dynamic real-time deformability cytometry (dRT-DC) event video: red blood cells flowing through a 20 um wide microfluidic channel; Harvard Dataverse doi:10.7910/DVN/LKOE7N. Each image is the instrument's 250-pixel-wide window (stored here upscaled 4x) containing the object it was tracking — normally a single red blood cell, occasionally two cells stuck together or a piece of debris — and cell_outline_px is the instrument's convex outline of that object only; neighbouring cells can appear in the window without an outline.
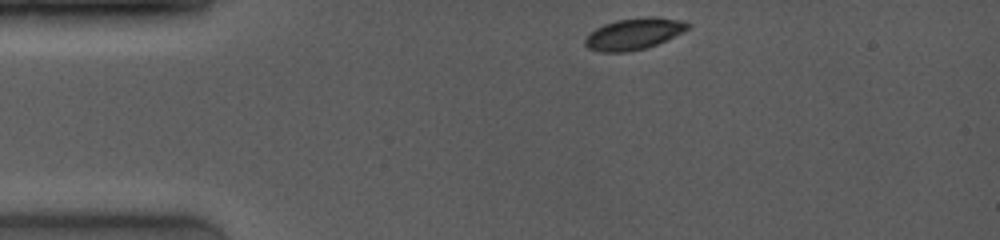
{"species": "common noctule bat (a hibernating species)", "species_latin": "Nyctalus noctula", "temperature_condition": "room temperature", "stored_images_in_passage": 67, "camera_frame_rate_fps": 4000, "um_per_image_px": 0.085, "animal": {"sex": "female", "body_mass_g": 19.0, "forearm_length_mm": 53.3}, "frame": {"image": 1, "passage_image": 1, "time_ms": 0.0, "image_size_px": [1000, 240], "cell_outline_px": [[692, 24], [688, 28], [648, 48], [628, 52], [600, 52], [588, 48], [584, 44], [584, 40], [596, 28], [604, 24], [616, 20], [644, 16], [656, 16], [684, 20]], "centroid_in_image_um": [53.88, 2.86], "position_along_channel_um": 31.1, "area_um2": 18.84}}
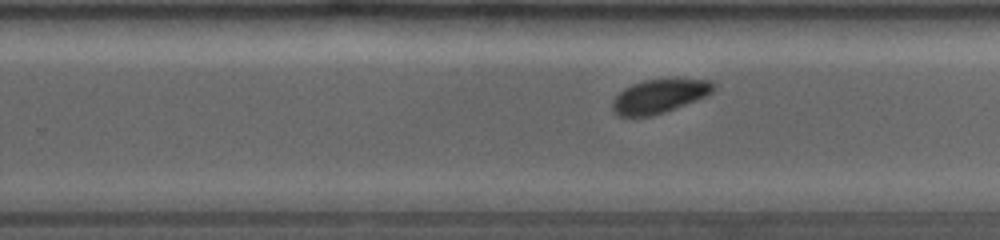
{"frame": {"image": 2, "passage_image": 44, "time_ms": 7.25, "image_size_px": [1000, 240], "cell_outline_px": [[716, 88], [712, 92], [696, 100], [676, 108], [652, 116], [616, 116], [612, 112], [612, 100], [624, 88], [632, 84], [644, 80], [676, 76], [712, 80], [716, 84]], "centroid_in_image_um": [56.08, 8.12], "position_along_channel_um": 273.7, "area_um2": 20.69}}
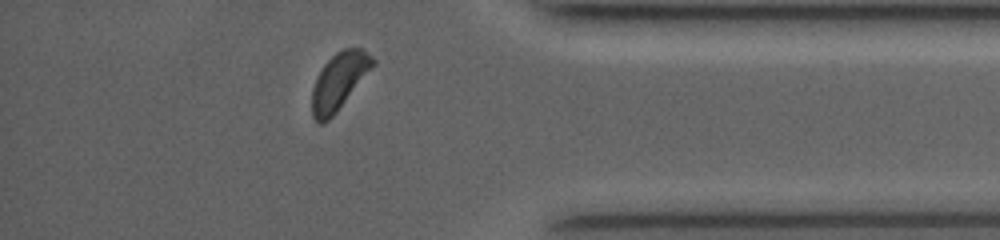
{"frame": {"image": 3, "passage_image": 62, "time_ms": 10.75, "image_size_px": [1000, 240], "cell_outline_px": [[376, 64], [336, 112], [328, 120], [320, 124], [312, 116], [312, 88], [316, 76], [324, 64], [336, 52], [344, 48], [364, 48], [376, 60]], "centroid_in_image_um": [28.83, 6.87], "position_along_channel_um": 406.4, "area_um2": 20.17}, "authors_computed_cell_mechanics": {"area_um2": 20.23, "velocity_mm_per_s": 4.0419, "shape_relaxation_time_tau1_ms": 1.4048, "shape_relaxation_time_tau2_ms": null, "deformation_change_tau1": 0.0926, "deformation_change_tau2": null}}